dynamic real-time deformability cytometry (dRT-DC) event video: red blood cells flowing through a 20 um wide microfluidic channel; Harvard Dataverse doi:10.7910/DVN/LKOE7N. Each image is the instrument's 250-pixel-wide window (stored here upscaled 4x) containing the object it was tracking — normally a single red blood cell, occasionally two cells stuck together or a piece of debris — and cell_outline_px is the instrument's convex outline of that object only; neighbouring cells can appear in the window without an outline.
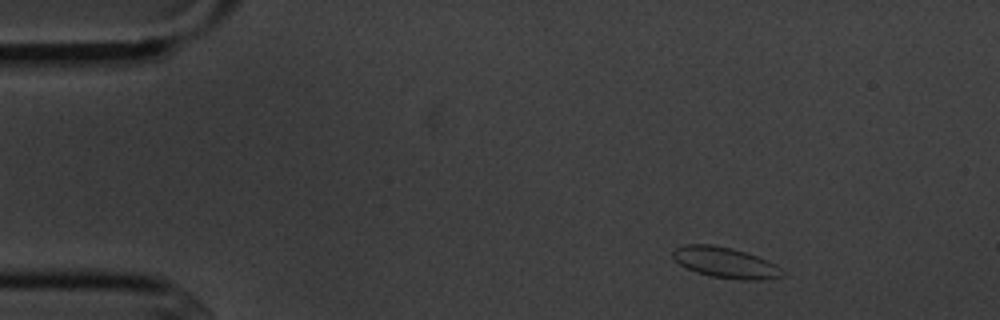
{"species": "common noctule bat (a hibernating species)", "species_latin": "Nyctalus noctula", "temperature_condition": "cold", "stored_images_in_passage": 3, "camera_frame_rate_fps": 3000, "um_per_image_px": 0.085, "animal": {"sex": "male", "body_mass_g": 20.1, "forearm_length_mm": 53.5}, "frame": {"image": 1, "passage_image": 1, "time_ms": 0.0, "image_size_px": [1000, 320], "cell_outline_px": [[788, 276], [764, 280], [740, 280], [712, 276], [696, 272], [680, 264], [672, 256], [672, 252], [676, 248], [684, 244], [712, 244], [732, 248], [768, 260], [776, 264]], "centroid_in_image_um": [61.71, 22.33], "position_along_channel_um": 23.3, "area_um2": 19.71}}